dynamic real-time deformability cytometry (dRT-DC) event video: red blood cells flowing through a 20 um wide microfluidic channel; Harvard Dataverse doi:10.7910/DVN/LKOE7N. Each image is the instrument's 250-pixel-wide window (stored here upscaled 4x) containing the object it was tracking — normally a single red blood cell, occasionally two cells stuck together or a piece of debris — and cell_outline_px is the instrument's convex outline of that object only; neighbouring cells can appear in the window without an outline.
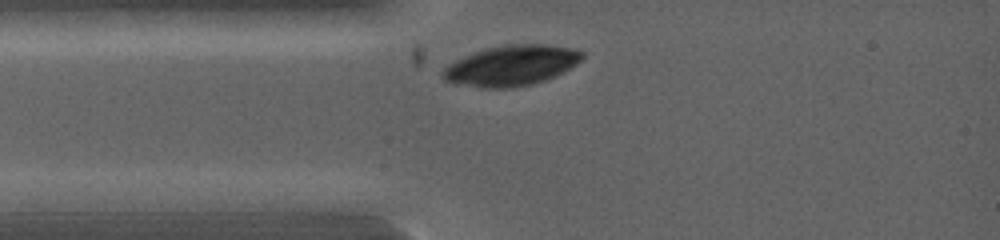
{"species": "common noctule bat (a hibernating species)", "species_latin": "Nyctalus noctula", "temperature_condition": "warm", "stored_images_in_passage": 2, "camera_frame_rate_fps": 5000, "um_per_image_px": 0.085, "animal": {"sex": "female", "body_mass_g": 19.0, "forearm_length_mm": 53.3}, "frame": {"image": 1, "passage_image": 1, "time_ms": 0.0, "image_size_px": [1000, 240], "cell_outline_px": [[584, 56], [576, 64], [564, 72], [544, 80], [532, 84], [512, 88], [484, 88], [452, 84], [444, 80], [440, 76], [440, 72], [448, 64], [464, 56], [488, 48], [504, 44], [548, 44], [576, 48], [584, 52]], "centroid_in_image_um": [43.45, 5.57], "position_along_channel_um": 41.6, "area_um2": 33.18}}
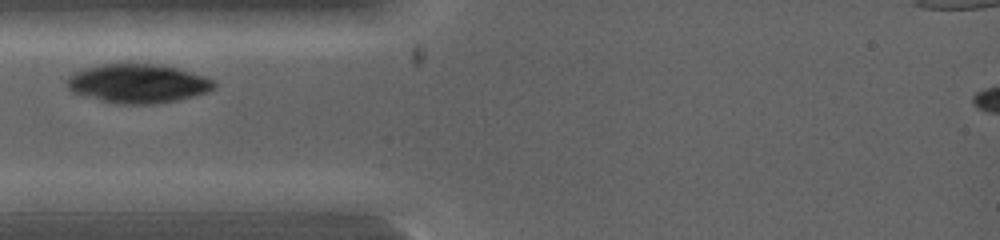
{"frame": {"image": 2, "passage_image": 2, "time_ms": 0.6, "image_size_px": [1000, 240], "cell_outline_px": [[216, 88], [208, 92], [160, 104], [116, 104], [100, 100], [72, 92], [68, 88], [68, 76], [84, 68], [100, 64], [160, 64], [192, 72], [204, 76], [212, 80], [216, 84]], "centroid_in_image_um": [11.74, 7.1], "position_along_channel_um": 73.3, "area_um2": 33.35}}